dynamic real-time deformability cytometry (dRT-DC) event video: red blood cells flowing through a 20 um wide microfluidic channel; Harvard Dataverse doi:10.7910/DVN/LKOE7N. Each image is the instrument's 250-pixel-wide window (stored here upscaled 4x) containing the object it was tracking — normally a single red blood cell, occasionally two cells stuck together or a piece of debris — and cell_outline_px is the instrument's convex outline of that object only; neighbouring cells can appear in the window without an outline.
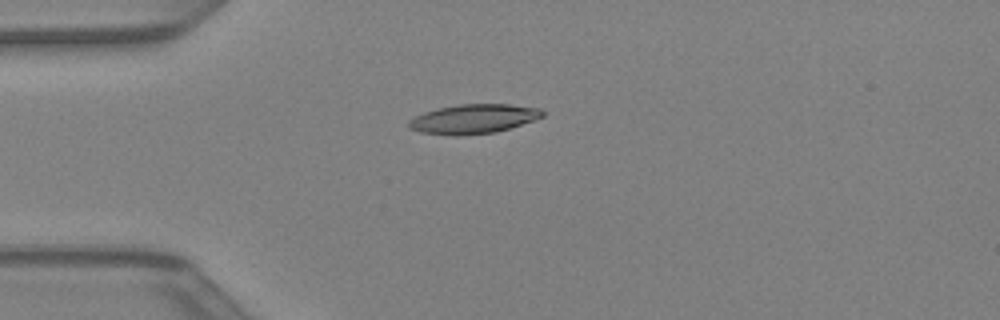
{"species": "Egyptian fruit bat (a non-hibernating species)", "species_latin": "Rousettus aegyptiacus", "temperature_condition": "warm", "stored_images_in_passage": 25, "camera_frame_rate_fps": 3000, "um_per_image_px": 0.085, "animal": {"sex": "female"}, "frame": {"image": 1, "passage_image": 1, "time_ms": 0.0, "image_size_px": [1000, 320], "cell_outline_px": [[544, 116], [496, 132], [460, 136], [452, 136], [420, 132], [408, 128], [408, 120], [424, 112], [440, 108], [460, 104], [512, 104], [540, 108], [544, 112]], "centroid_in_image_um": [40.22, 10.11], "position_along_channel_um": 44.8, "area_um2": 22.83}}
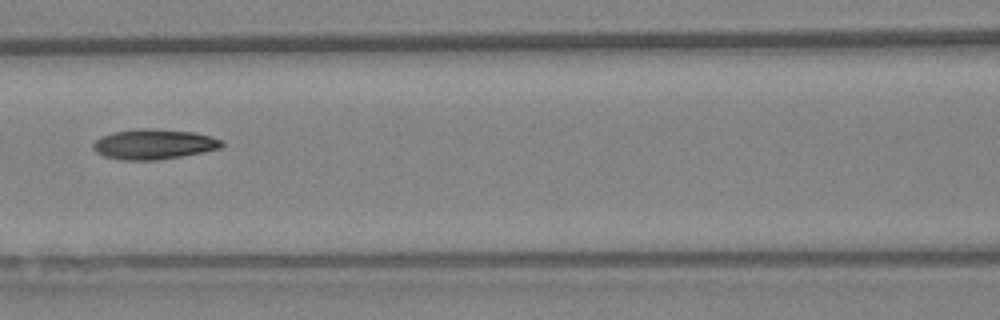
{"frame": {"image": 2, "passage_image": 9, "time_ms": 2.667, "image_size_px": [1000, 320], "cell_outline_px": [[224, 144], [220, 148], [204, 152], [156, 160], [124, 160], [104, 156], [96, 152], [92, 148], [92, 144], [96, 140], [112, 132], [136, 128], [156, 128], [192, 132], [212, 136], [224, 140]], "centroid_in_image_um": [13.09, 12.24], "position_along_channel_um": 153.5, "area_um2": 22.72}}
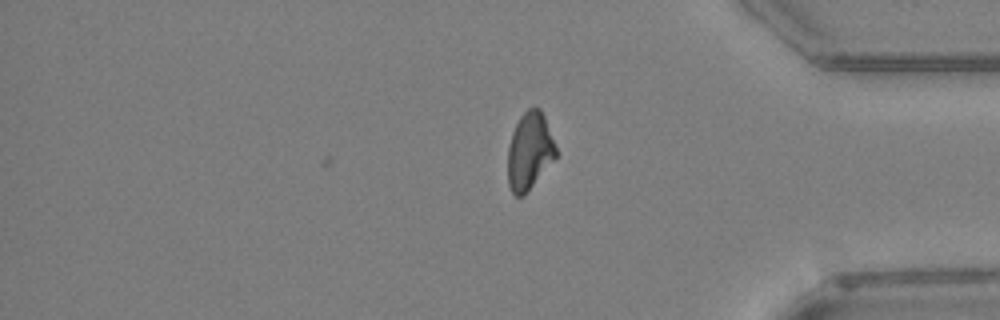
{"frame": {"image": 3, "passage_image": 25, "time_ms": 8.0, "image_size_px": [1000, 320], "cell_outline_px": [[556, 156], [524, 196], [516, 196], [512, 192], [508, 184], [508, 148], [512, 132], [520, 116], [528, 108], [540, 108], [544, 116], [556, 148]], "centroid_in_image_um": [44.99, 12.85], "position_along_channel_um": 390.2, "area_um2": 21.33}}